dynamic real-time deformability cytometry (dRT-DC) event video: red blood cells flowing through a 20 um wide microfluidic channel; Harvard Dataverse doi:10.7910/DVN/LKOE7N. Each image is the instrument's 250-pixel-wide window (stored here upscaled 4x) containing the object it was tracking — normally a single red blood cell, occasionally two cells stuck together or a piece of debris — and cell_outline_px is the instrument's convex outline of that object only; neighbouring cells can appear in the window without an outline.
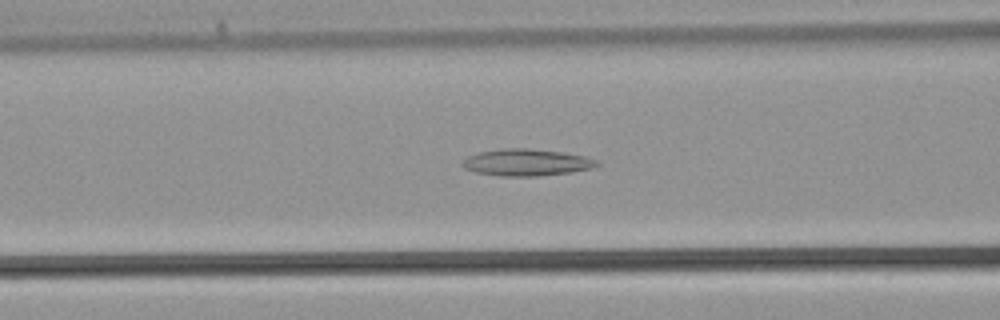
{"species": "common noctule bat (a hibernating species)", "species_latin": "Nyctalus noctula", "temperature_condition": "warm", "stored_images_in_passage": 40, "camera_frame_rate_fps": 3000, "um_per_image_px": 0.085, "animal": {"sex": "male", "body_mass_g": 21.5, "forearm_length_mm": 52.0}, "frame": {"image": 1, "passage_image": 15, "time_ms": 4.667, "image_size_px": [1000, 320], "cell_outline_px": [[600, 164], [592, 168], [572, 172], [536, 176], [500, 176], [476, 172], [464, 168], [460, 164], [468, 156], [480, 152], [500, 148], [528, 148], [560, 152], [584, 156], [596, 160]], "centroid_in_image_um": [44.73, 13.81], "position_along_channel_um": 121.9, "area_um2": 20.92}}
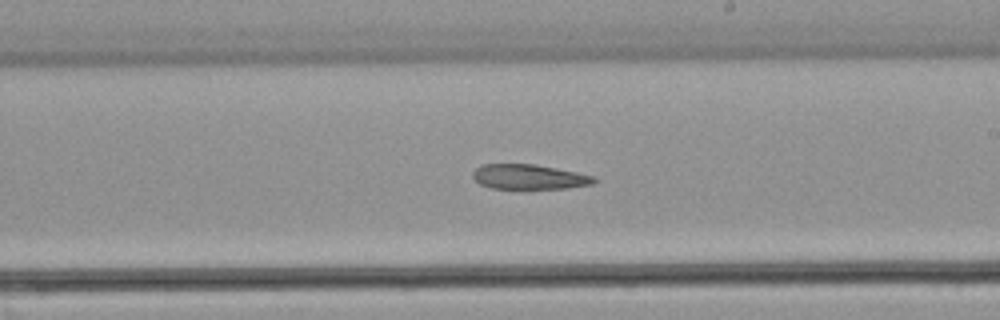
{"frame": {"image": 2, "passage_image": 22, "time_ms": 7.0, "image_size_px": [1000, 320], "cell_outline_px": [[596, 180], [592, 184], [568, 188], [492, 188], [480, 184], [472, 176], [472, 172], [476, 168], [484, 164], [532, 164], [556, 168], [596, 176]], "centroid_in_image_um": [44.98, 15.03], "position_along_channel_um": 244.0, "area_um2": 17.4}}
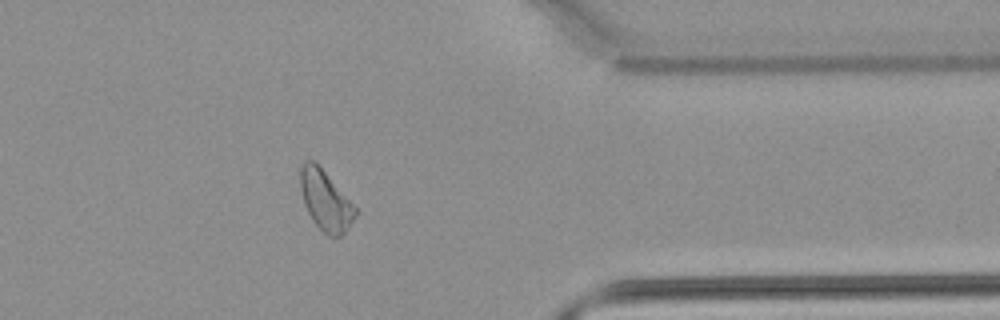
{"frame": {"image": 3, "passage_image": 31, "time_ms": 10.0, "image_size_px": [1000, 320], "cell_outline_px": [[356, 216], [344, 232], [340, 236], [328, 236], [312, 220], [304, 204], [300, 188], [300, 168], [304, 160], [312, 160], [324, 172], [356, 208]], "centroid_in_image_um": [27.63, 17.05], "position_along_channel_um": 383.8, "area_um2": 18.61}}